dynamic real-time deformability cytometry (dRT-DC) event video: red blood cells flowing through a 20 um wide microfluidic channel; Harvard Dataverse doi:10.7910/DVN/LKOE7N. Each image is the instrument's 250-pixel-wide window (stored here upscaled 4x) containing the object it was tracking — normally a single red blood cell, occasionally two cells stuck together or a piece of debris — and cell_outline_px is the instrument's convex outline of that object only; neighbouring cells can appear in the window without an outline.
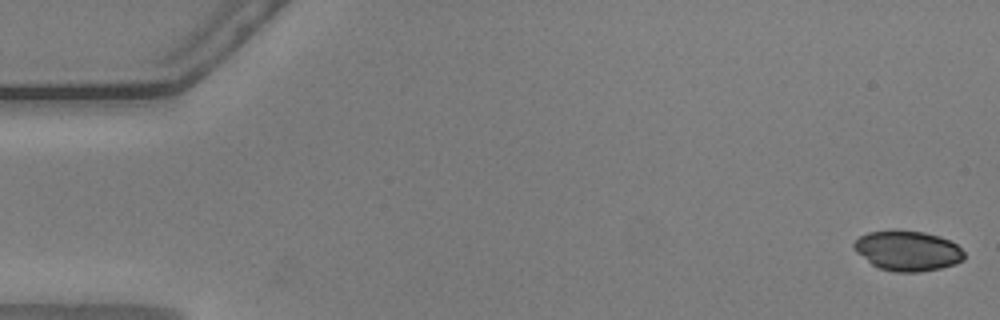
{"species": "common noctule bat (a hibernating species)", "species_latin": "Nyctalus noctula", "temperature_condition": "warm", "stored_images_in_passage": 56, "camera_frame_rate_fps": 3000, "um_per_image_px": 0.085, "animal": {"sex": "male", "body_mass_g": 20.5, "forearm_length_mm": 52.5}, "frame": {"image": 1, "passage_image": 1, "time_ms": 0.0, "image_size_px": [1000, 320], "cell_outline_px": [[964, 260], [956, 264], [940, 268], [916, 272], [896, 272], [880, 268], [872, 264], [856, 252], [852, 248], [852, 244], [860, 236], [868, 232], [896, 228], [924, 232], [940, 236], [956, 244], [964, 252]], "centroid_in_image_um": [77.13, 21.29], "position_along_channel_um": 7.9, "area_um2": 26.07}}
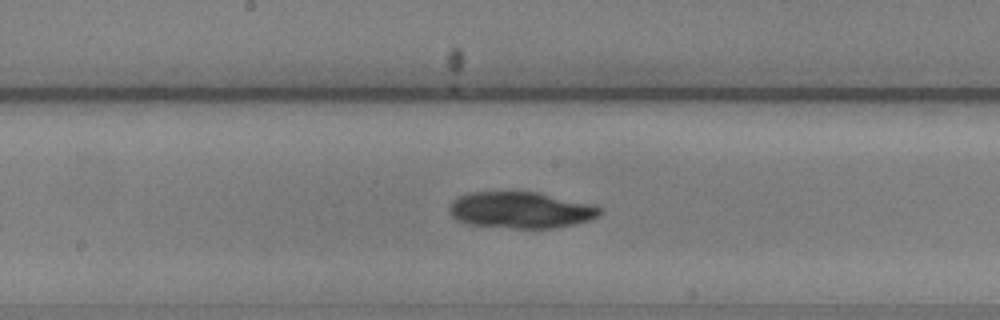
{"frame": {"image": 2, "passage_image": 29, "time_ms": 9.333, "image_size_px": [1000, 320], "cell_outline_px": [[604, 212], [600, 216], [588, 220], [556, 228], [512, 228], [468, 224], [456, 220], [448, 212], [448, 208], [452, 200], [468, 192], [536, 192], [588, 204], [604, 208]], "centroid_in_image_um": [44.23, 17.86], "position_along_channel_um": 204.0, "area_um2": 31.85}}
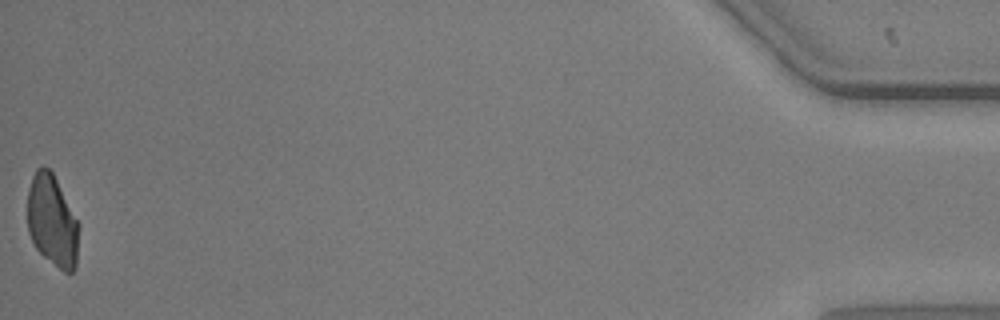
{"frame": {"image": 3, "passage_image": 56, "time_ms": 18.333, "image_size_px": [1000, 320], "cell_outline_px": [[80, 228], [76, 268], [72, 272], [64, 272], [44, 256], [36, 248], [28, 232], [28, 192], [32, 176], [36, 168], [48, 168], [52, 172], [80, 224]], "centroid_in_image_um": [4.47, 18.8], "position_along_channel_um": 430.7, "area_um2": 27.46}}